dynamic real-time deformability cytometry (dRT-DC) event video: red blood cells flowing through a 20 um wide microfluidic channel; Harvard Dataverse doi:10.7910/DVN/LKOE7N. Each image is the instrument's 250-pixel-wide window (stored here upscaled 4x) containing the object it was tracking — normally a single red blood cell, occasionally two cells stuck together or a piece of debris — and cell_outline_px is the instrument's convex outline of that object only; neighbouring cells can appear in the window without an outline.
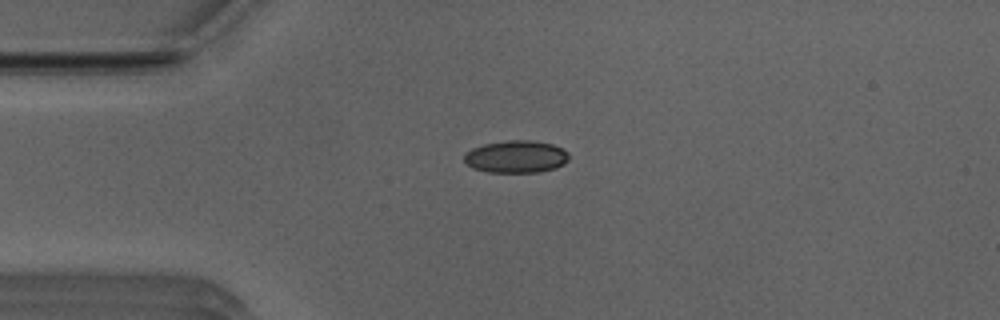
{"species": "Egyptian fruit bat (a non-hibernating species)", "species_latin": "Rousettus aegyptiacus", "temperature_condition": "room temperature", "stored_images_in_passage": 40, "camera_frame_rate_fps": 3000, "um_per_image_px": 0.085, "animal": {"sex": "male"}, "frame": {"image": 1, "passage_image": 1, "time_ms": 0.0, "image_size_px": [1000, 320], "cell_outline_px": [[568, 160], [564, 164], [552, 168], [536, 172], [488, 172], [476, 168], [468, 164], [464, 160], [464, 152], [472, 148], [484, 144], [504, 140], [528, 140], [552, 144], [568, 152]], "centroid_in_image_um": [43.84, 13.3], "position_along_channel_um": 41.2, "area_um2": 19.54}}
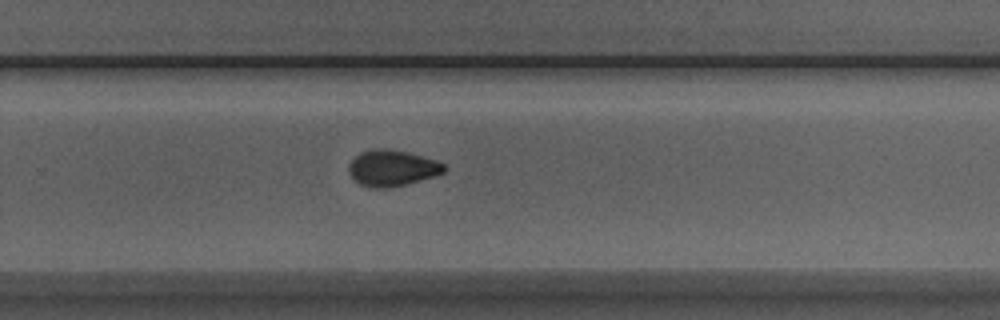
{"frame": {"image": 2, "passage_image": 22, "time_ms": 7.0, "image_size_px": [1000, 320], "cell_outline_px": [[444, 172], [432, 176], [404, 184], [388, 188], [376, 188], [360, 184], [352, 176], [348, 168], [352, 160], [360, 152], [376, 148], [388, 148], [408, 152], [436, 160], [444, 164]], "centroid_in_image_um": [33.31, 14.26], "position_along_channel_um": 296.5, "area_um2": 19.65}}
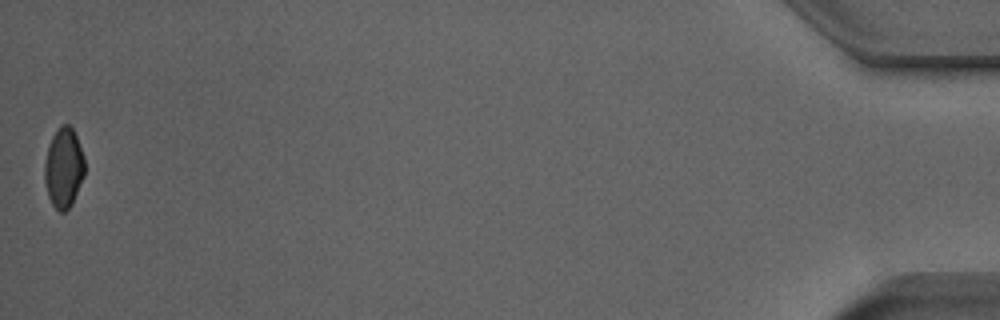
{"frame": {"image": 3, "passage_image": 40, "time_ms": 13.0, "image_size_px": [1000, 320], "cell_outline_px": [[84, 176], [72, 204], [64, 212], [60, 212], [52, 204], [48, 196], [44, 180], [44, 164], [48, 144], [52, 136], [60, 124], [68, 124], [72, 128], [76, 136], [84, 156]], "centroid_in_image_um": [5.4, 14.25], "position_along_channel_um": 429.8, "area_um2": 18.79}, "authors_computed_cell_mechanics": {"area_um2": 19.5942, "velocity_mm_per_s": 3.9535, "shape_relaxation_time_tau1_ms": null, "shape_relaxation_time_tau2_ms": 1.9272, "deformation_change_tau1": null, "deformation_change_tau2": 0.0578}}